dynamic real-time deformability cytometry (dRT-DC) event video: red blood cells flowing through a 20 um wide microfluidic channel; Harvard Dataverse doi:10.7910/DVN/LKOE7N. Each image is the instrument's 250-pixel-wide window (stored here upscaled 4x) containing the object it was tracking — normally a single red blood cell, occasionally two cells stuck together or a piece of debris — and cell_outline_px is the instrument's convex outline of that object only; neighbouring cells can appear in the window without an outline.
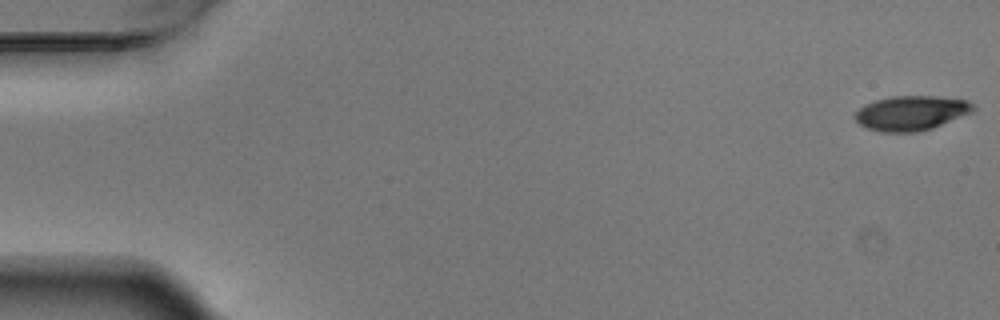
{"species": "Egyptian fruit bat (a non-hibernating species)", "species_latin": "Rousettus aegyptiacus", "temperature_condition": "warm", "stored_images_in_passage": 4, "camera_frame_rate_fps": 3000, "um_per_image_px": 0.085, "animal": {"sex": "male"}, "frame": {"image": 1, "passage_image": 1, "time_ms": 0.0, "image_size_px": [1000, 320], "cell_outline_px": [[976, 108], [972, 112], [932, 128], [916, 132], [880, 132], [868, 128], [860, 124], [852, 116], [864, 104], [876, 100], [892, 96], [940, 96], [968, 100]], "centroid_in_image_um": [77.45, 9.6], "position_along_channel_um": 7.6, "area_um2": 23.87}}